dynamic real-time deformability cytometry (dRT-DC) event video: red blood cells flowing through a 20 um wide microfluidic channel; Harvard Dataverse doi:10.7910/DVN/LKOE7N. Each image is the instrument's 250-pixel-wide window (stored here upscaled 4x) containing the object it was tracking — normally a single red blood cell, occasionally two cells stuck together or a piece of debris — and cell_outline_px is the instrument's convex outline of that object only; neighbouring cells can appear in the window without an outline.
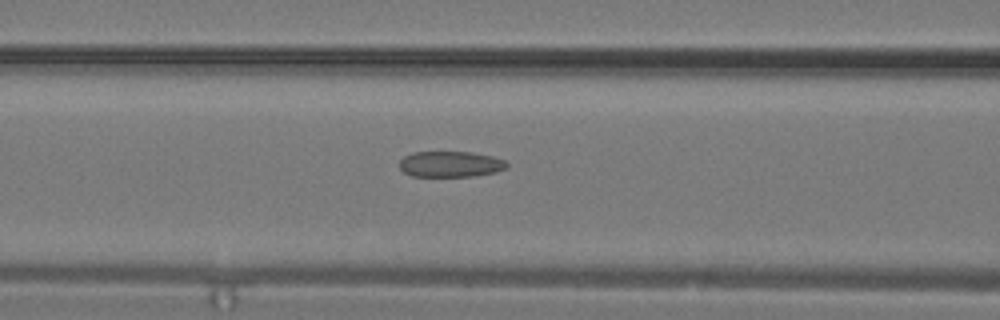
{"species": "common noctule bat (a hibernating species)", "species_latin": "Nyctalus noctula", "temperature_condition": "warm", "stored_images_in_passage": 10, "camera_frame_rate_fps": 3000, "um_per_image_px": 0.085, "animal": {"sex": "male", "body_mass_g": 19.2, "forearm_length_mm": 51.8}, "frame": {"image": 1, "passage_image": 9, "time_ms": 2.667, "image_size_px": [1000, 320], "cell_outline_px": [[508, 168], [496, 172], [472, 176], [412, 176], [404, 172], [400, 168], [400, 160], [404, 156], [412, 152], [472, 152], [492, 156], [504, 160], [508, 164]], "centroid_in_image_um": [38.3, 13.95], "position_along_channel_um": 128.3, "area_um2": 16.18}}